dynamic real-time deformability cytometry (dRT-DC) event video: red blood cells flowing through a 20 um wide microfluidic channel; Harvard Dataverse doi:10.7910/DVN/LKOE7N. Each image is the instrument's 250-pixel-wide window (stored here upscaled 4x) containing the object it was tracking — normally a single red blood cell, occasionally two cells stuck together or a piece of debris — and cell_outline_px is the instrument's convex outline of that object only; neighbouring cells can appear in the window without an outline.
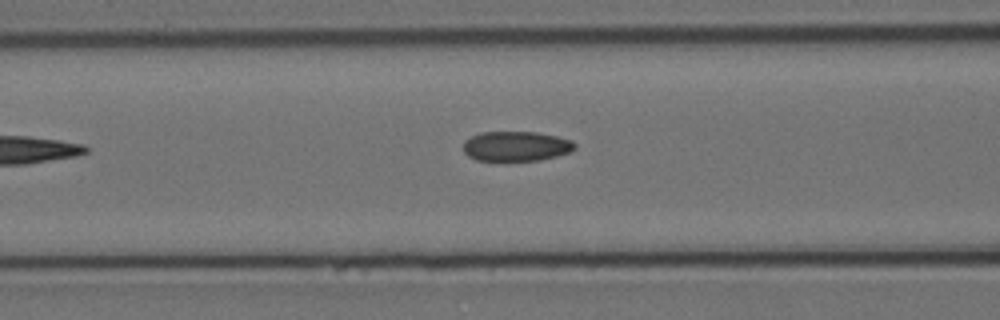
{"species": "Egyptian fruit bat (a non-hibernating species)", "species_latin": "Rousettus aegyptiacus", "temperature_condition": "cold", "stored_images_in_passage": 3, "camera_frame_rate_fps": 3000, "um_per_image_px": 0.085, "animal": {"sex": "female"}, "frame": {"image": 1, "passage_image": 3, "time_ms": 0.667, "image_size_px": [1000, 320], "cell_outline_px": [[576, 148], [572, 152], [540, 160], [476, 160], [468, 156], [464, 152], [464, 140], [480, 132], [536, 132], [556, 136], [572, 140], [576, 144]], "centroid_in_image_um": [43.89, 12.42], "position_along_channel_um": 122.7, "area_um2": 19.42}}